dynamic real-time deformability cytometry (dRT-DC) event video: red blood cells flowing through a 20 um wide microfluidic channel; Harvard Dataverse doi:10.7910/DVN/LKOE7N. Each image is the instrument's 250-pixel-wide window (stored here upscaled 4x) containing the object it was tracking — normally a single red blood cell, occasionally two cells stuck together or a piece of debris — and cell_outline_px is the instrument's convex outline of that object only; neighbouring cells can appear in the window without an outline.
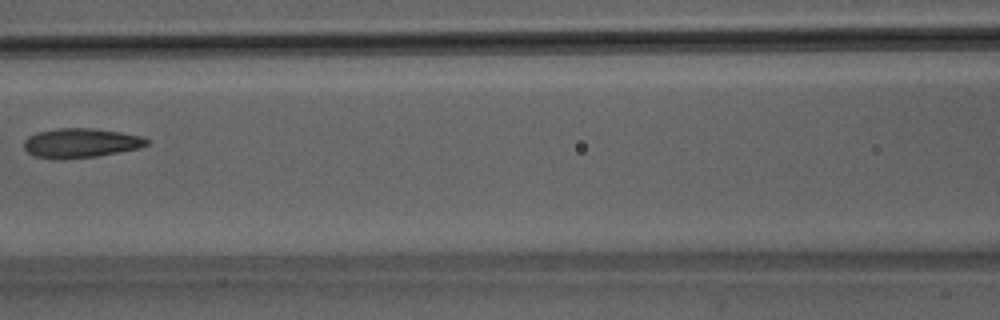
{"species": "Egyptian fruit bat (a non-hibernating species)", "species_latin": "Rousettus aegyptiacus", "temperature_condition": "room temperature", "stored_images_in_passage": 7, "camera_frame_rate_fps": 3000, "um_per_image_px": 0.085, "animal": {"sex": "male"}, "frame": {"image": 1, "passage_image": 7, "time_ms": 2.0, "image_size_px": [1000, 320], "cell_outline_px": [[152, 140], [148, 144], [140, 148], [96, 156], [36, 156], [28, 152], [24, 148], [24, 140], [28, 136], [36, 132], [56, 128], [92, 128], [120, 132], [140, 136]], "centroid_in_image_um": [6.92, 12.1], "position_along_channel_um": 159.7, "area_um2": 20.29}}